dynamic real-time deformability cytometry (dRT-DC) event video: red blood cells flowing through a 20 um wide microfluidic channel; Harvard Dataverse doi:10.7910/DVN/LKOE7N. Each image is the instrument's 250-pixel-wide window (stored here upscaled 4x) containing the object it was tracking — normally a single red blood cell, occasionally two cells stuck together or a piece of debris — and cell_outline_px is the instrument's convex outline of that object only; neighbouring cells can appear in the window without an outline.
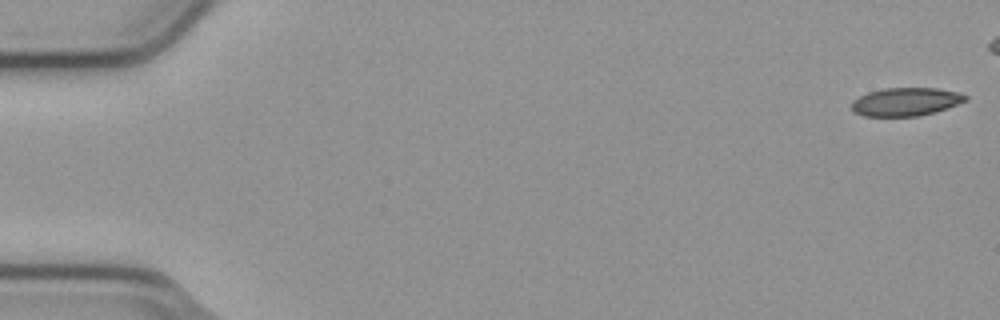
{"species": "common noctule bat (a hibernating species)", "species_latin": "Nyctalus noctula", "temperature_condition": "cold", "stored_images_in_passage": 48, "camera_frame_rate_fps": 3000, "um_per_image_px": 0.085, "animal": {"sex": "male", "body_mass_g": 23.1, "forearm_length_mm": 52.7}, "frame": {"image": 1, "passage_image": 1, "time_ms": 0.0, "image_size_px": [1000, 320], "cell_outline_px": [[968, 100], [948, 108], [936, 112], [916, 116], [864, 116], [856, 112], [852, 108], [852, 100], [868, 92], [884, 88], [936, 88], [956, 92], [968, 96]], "centroid_in_image_um": [77.01, 8.65], "position_along_channel_um": 8.0, "area_um2": 18.67}}
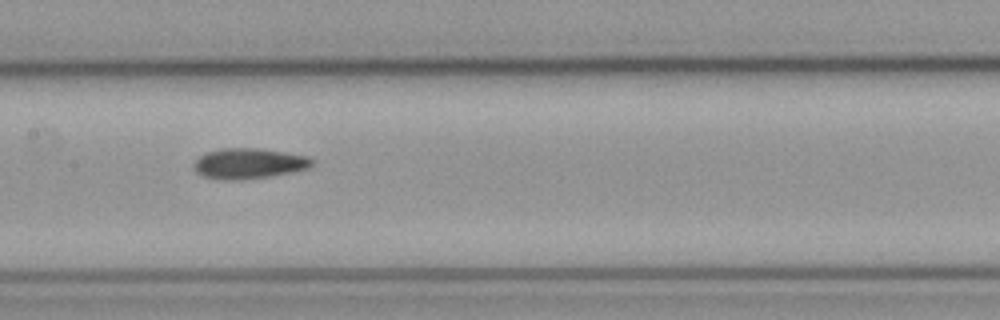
{"frame": {"image": 2, "passage_image": 27, "time_ms": 8.667, "image_size_px": [1000, 320], "cell_outline_px": [[312, 164], [308, 168], [292, 172], [268, 176], [236, 180], [224, 180], [204, 176], [196, 172], [192, 168], [192, 164], [200, 156], [208, 152], [220, 148], [260, 148], [308, 156], [312, 160]], "centroid_in_image_um": [21.11, 13.89], "position_along_channel_um": 186.3, "area_um2": 20.87}}
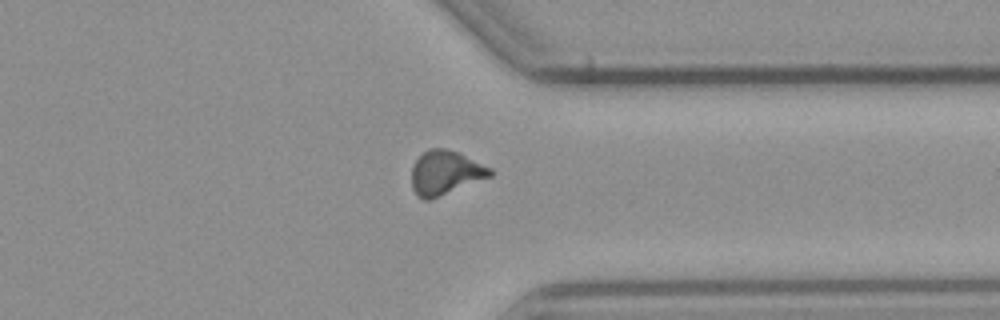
{"frame": {"image": 3, "passage_image": 42, "time_ms": 13.667, "image_size_px": [1000, 320], "cell_outline_px": [[492, 176], [428, 200], [424, 200], [416, 196], [412, 188], [412, 168], [416, 160], [428, 148], [448, 148], [492, 168]], "centroid_in_image_um": [37.84, 14.68], "position_along_channel_um": 373.6, "area_um2": 20.0}}